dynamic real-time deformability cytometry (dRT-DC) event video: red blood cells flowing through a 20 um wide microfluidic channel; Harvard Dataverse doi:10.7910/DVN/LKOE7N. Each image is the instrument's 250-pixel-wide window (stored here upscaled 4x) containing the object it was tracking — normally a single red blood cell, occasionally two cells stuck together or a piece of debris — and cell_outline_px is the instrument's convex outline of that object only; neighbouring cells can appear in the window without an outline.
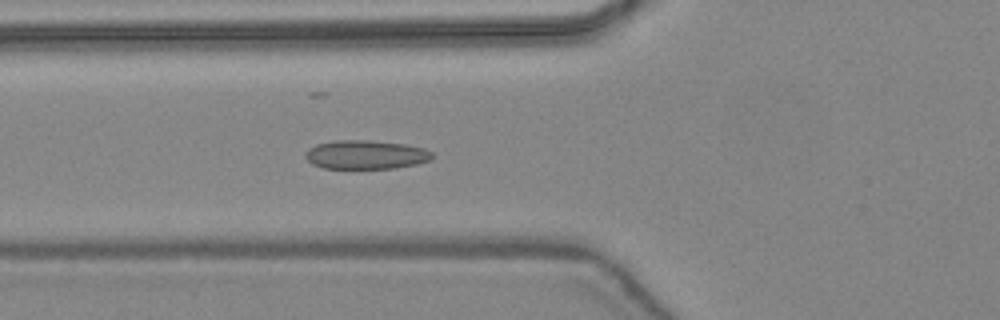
{"species": "common noctule bat (a hibernating species)", "species_latin": "Nyctalus noctula", "temperature_condition": "warm", "stored_images_in_passage": 49, "segment_of_instrument_passage": [1, 2], "camera_frame_rate_fps": 3000, "um_per_image_px": 0.085, "animal": {"sex": "female", "body_mass_g": 24.6, "forearm_length_mm": 56.2}, "frame": {"image": 1, "passage_image": 19, "time_ms": 6.0, "image_size_px": [1000, 320], "cell_outline_px": [[432, 160], [416, 164], [396, 168], [324, 168], [312, 164], [304, 156], [304, 152], [308, 148], [316, 144], [332, 140], [368, 140], [404, 144], [424, 148], [432, 152]], "centroid_in_image_um": [31.07, 13.14], "position_along_channel_um": 94.7, "area_um2": 21.44}}
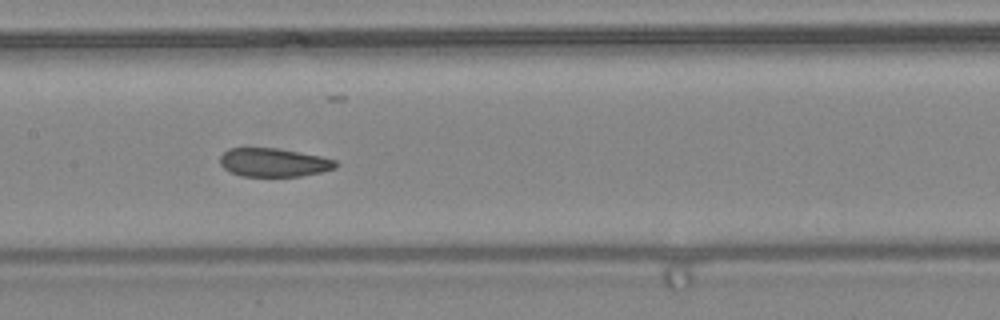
{"frame": {"image": 2, "passage_image": 25, "time_ms": 8.0, "image_size_px": [1000, 320], "cell_outline_px": [[340, 164], [336, 168], [320, 172], [300, 176], [240, 176], [228, 172], [220, 164], [220, 156], [228, 148], [276, 148], [320, 156], [336, 160]], "centroid_in_image_um": [23.25, 13.81], "position_along_channel_um": 184.1, "area_um2": 19.31}}
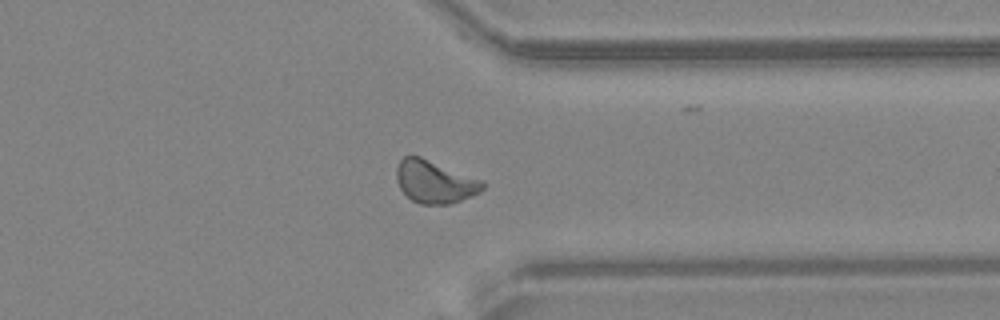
{"frame": {"image": 3, "passage_image": 38, "time_ms": 12.333, "image_size_px": [1000, 320], "cell_outline_px": [[488, 184], [480, 192], [472, 196], [448, 204], [420, 204], [412, 200], [400, 188], [396, 180], [396, 168], [400, 160], [404, 156], [420, 156], [484, 180]], "centroid_in_image_um": [36.98, 15.44], "position_along_channel_um": 374.4, "area_um2": 21.56}}